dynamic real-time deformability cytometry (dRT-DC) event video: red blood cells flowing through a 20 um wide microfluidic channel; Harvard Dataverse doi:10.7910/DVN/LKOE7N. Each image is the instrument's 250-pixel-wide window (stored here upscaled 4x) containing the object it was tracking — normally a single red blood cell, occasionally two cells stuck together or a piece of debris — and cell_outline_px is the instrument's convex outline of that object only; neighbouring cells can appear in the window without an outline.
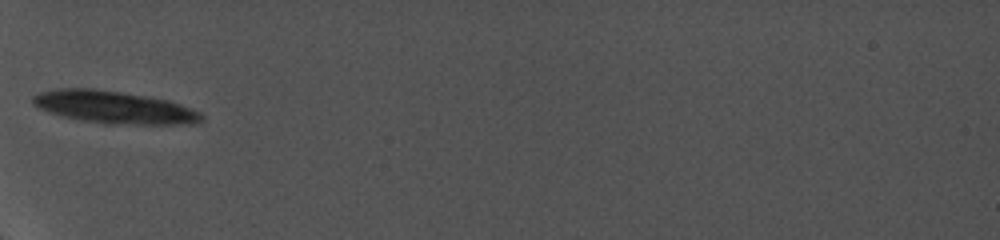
{"species": "common noctule bat (a hibernating species)", "species_latin": "Nyctalus noctula", "temperature_condition": "cold", "stored_images_in_passage": 27, "camera_frame_rate_fps": 5000, "um_per_image_px": 0.085, "animal": {"sex": "female", "body_mass_g": 19.0, "forearm_length_mm": 56.7}, "frame": {"image": 1, "passage_image": 1, "time_ms": 0.0, "image_size_px": [1000, 240], "cell_outline_px": [[204, 120], [196, 124], [104, 124], [80, 120], [48, 112], [32, 104], [32, 96], [40, 92], [56, 88], [96, 88], [148, 96], [168, 100], [192, 108], [200, 112], [204, 116]], "centroid_in_image_um": [9.72, 9.11], "position_along_channel_um": 75.3, "area_um2": 32.25}}